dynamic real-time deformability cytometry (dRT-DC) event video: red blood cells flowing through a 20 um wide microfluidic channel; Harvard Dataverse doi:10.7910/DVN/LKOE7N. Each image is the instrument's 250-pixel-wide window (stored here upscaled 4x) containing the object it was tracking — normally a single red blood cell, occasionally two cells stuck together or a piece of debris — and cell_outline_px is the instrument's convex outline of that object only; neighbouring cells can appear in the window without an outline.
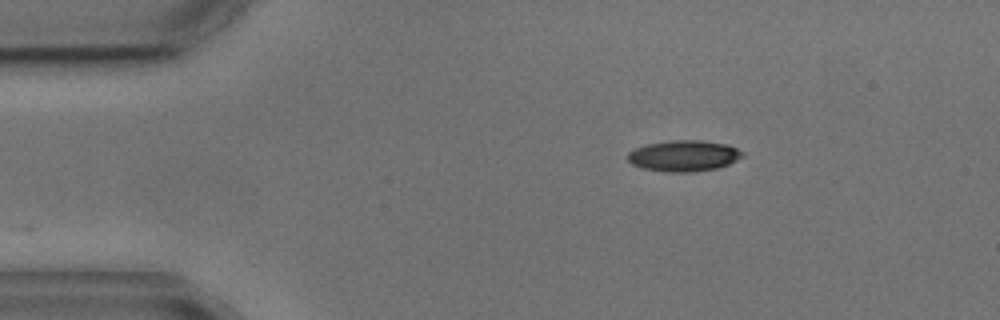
{"species": "common noctule bat (a hibernating species)", "species_latin": "Nyctalus noctula", "temperature_condition": "cold", "stored_images_in_passage": 2, "camera_frame_rate_fps": 3000, "um_per_image_px": 0.085, "animal": {"sex": "male", "body_mass_g": 17.9, "forearm_length_mm": 54.2}, "frame": {"image": 1, "passage_image": 2, "time_ms": 1.333, "image_size_px": [1000, 320], "cell_outline_px": [[744, 156], [728, 164], [716, 168], [692, 172], [664, 172], [644, 168], [632, 164], [628, 160], [628, 152], [636, 148], [648, 144], [672, 140], [700, 140], [728, 144], [744, 152]], "centroid_in_image_um": [58.14, 13.24], "position_along_channel_um": 26.9, "area_um2": 20.69}}